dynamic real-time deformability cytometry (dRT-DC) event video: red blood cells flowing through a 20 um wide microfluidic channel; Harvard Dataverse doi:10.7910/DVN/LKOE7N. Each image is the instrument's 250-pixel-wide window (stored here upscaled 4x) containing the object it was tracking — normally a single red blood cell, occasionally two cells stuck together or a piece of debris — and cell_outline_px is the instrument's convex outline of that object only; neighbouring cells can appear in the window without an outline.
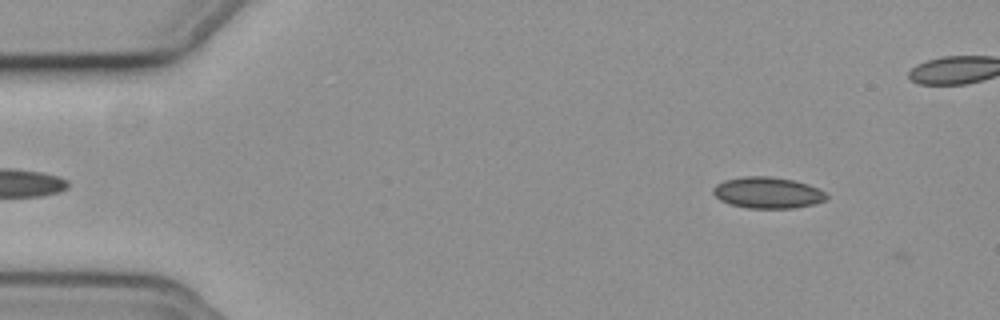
{"species": "common noctule bat (a hibernating species)", "species_latin": "Nyctalus noctula", "temperature_condition": "cold", "stored_images_in_passage": 3, "camera_frame_rate_fps": 3000, "um_per_image_px": 0.085, "animal": {"sex": "female", "body_mass_g": 19.3, "forearm_length_mm": 54.1}, "frame": {"image": 1, "passage_image": 2, "time_ms": 0.333, "image_size_px": [1000, 320], "cell_outline_px": [[828, 200], [816, 204], [792, 208], [748, 208], [728, 204], [720, 200], [712, 192], [712, 188], [716, 184], [724, 180], [744, 176], [772, 176], [792, 180], [808, 184], [824, 192], [828, 196]], "centroid_in_image_um": [65.24, 16.38], "position_along_channel_um": 19.8, "area_um2": 20.81}}